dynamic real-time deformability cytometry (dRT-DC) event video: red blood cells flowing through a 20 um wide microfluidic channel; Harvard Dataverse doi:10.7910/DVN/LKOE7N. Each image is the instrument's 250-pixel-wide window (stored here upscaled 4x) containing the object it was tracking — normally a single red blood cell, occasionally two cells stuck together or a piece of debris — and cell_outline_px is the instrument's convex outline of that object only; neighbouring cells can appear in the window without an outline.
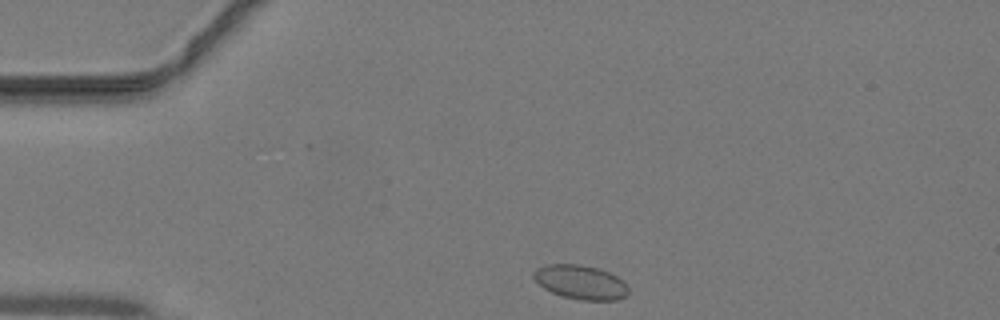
{"species": "common noctule bat (a hibernating species)", "species_latin": "Nyctalus noctula", "temperature_condition": "warm", "stored_images_in_passage": 36, "camera_frame_rate_fps": 3000, "um_per_image_px": 0.085, "animal": {"sex": "male", "body_mass_g": 19.2, "forearm_length_mm": 51.8}, "frame": {"image": 1, "passage_image": 1, "time_ms": 0.0, "image_size_px": [1000, 320], "cell_outline_px": [[628, 292], [624, 296], [616, 300], [580, 300], [560, 296], [544, 288], [532, 276], [532, 272], [536, 268], [548, 264], [576, 264], [596, 268], [608, 272], [616, 276], [628, 288]], "centroid_in_image_um": [49.3, 23.99], "position_along_channel_um": 35.7, "area_um2": 18.61}}
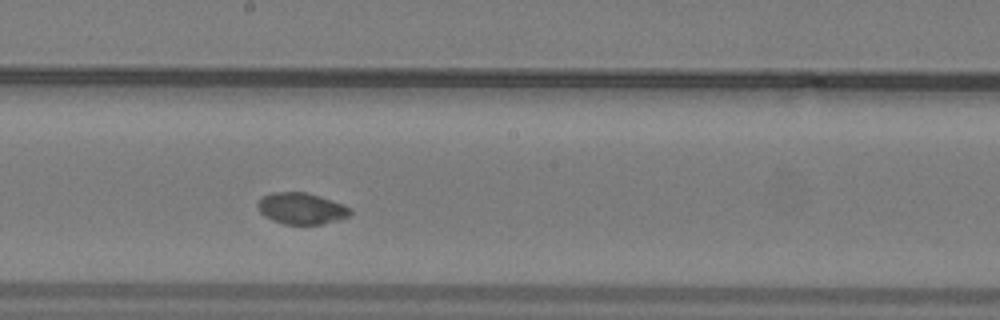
{"frame": {"image": 2, "passage_image": 16, "time_ms": 5.0, "image_size_px": [1000, 320], "cell_outline_px": [[352, 212], [348, 216], [340, 220], [320, 224], [284, 224], [272, 220], [264, 216], [260, 212], [256, 204], [264, 196], [272, 192], [304, 192], [344, 204], [352, 208]], "centroid_in_image_um": [25.63, 17.73], "position_along_channel_um": 222.6, "area_um2": 16.88}}
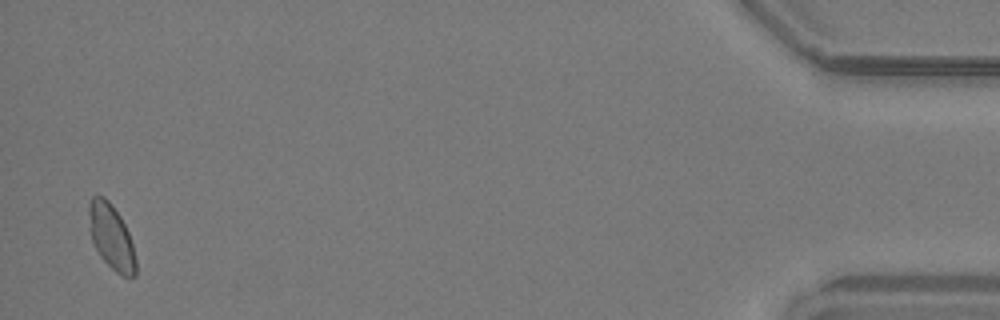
{"frame": {"image": 3, "passage_image": 35, "time_ms": 11.333, "image_size_px": [1000, 320], "cell_outline_px": [[136, 276], [124, 276], [116, 272], [100, 256], [92, 240], [88, 228], [88, 204], [92, 196], [104, 196], [112, 204], [120, 216], [128, 232], [132, 244], [136, 260]], "centroid_in_image_um": [9.44, 20.1], "position_along_channel_um": 425.8, "area_um2": 17.8}}